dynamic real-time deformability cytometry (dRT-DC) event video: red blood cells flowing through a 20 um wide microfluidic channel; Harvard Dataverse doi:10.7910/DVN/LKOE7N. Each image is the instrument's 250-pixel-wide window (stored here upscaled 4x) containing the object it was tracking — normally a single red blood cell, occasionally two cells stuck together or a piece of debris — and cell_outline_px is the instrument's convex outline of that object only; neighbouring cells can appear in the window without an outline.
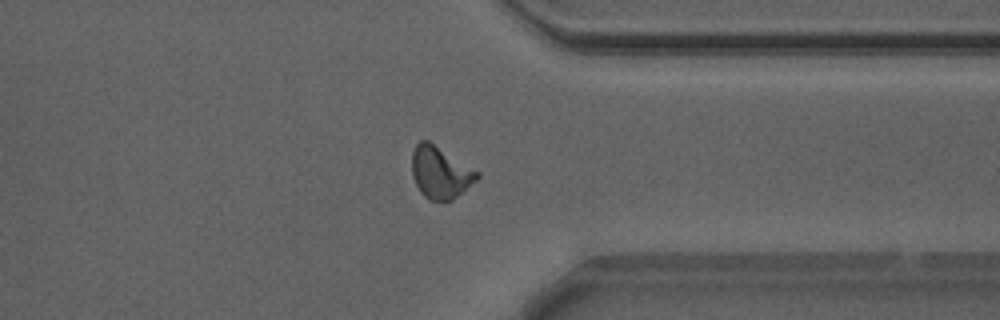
{"species": "Egyptian fruit bat (a non-hibernating species)", "species_latin": "Rousettus aegyptiacus", "temperature_condition": "warm", "stored_images_in_passage": 40, "camera_frame_rate_fps": 3000, "um_per_image_px": 0.085, "animal": {"sex": "male"}, "frame": {"image": 1, "passage_image": 39, "time_ms": 12.667, "image_size_px": [1000, 320], "cell_outline_px": [[480, 176], [476, 180], [452, 200], [428, 200], [420, 192], [412, 176], [412, 152], [416, 144], [420, 140], [428, 140], [480, 172]], "centroid_in_image_um": [37.41, 14.65], "position_along_channel_um": 374.0, "area_um2": 19.65}}